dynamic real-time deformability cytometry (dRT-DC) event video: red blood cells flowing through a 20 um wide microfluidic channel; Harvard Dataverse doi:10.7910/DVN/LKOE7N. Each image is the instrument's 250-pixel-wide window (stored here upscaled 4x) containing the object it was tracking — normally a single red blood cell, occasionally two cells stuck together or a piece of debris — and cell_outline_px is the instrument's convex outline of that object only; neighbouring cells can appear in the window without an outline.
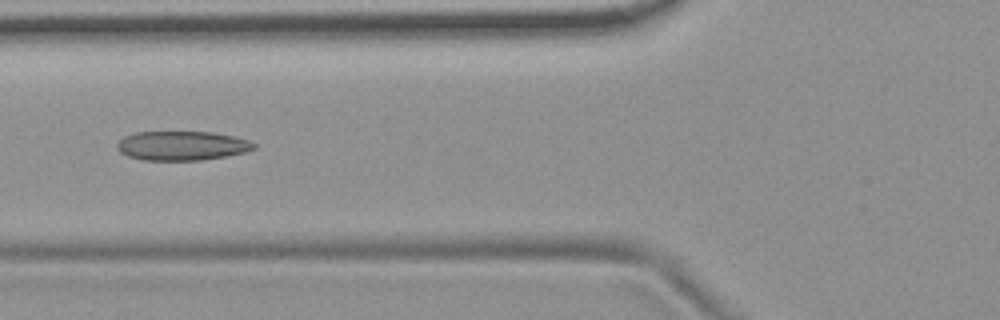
{"species": "common noctule bat (a hibernating species)", "species_latin": "Nyctalus noctula", "temperature_condition": "room temperature", "stored_images_in_passage": 9, "camera_frame_rate_fps": 3000, "um_per_image_px": 0.085, "animal": {"sex": "female", "body_mass_g": 19.9}, "frame": {"image": 1, "passage_image": 6, "time_ms": 5.667, "image_size_px": [1000, 320], "cell_outline_px": [[256, 148], [244, 152], [224, 156], [200, 160], [144, 160], [128, 156], [120, 152], [116, 148], [116, 144], [124, 136], [136, 132], [212, 132], [232, 136], [248, 140], [256, 144]], "centroid_in_image_um": [15.44, 12.38], "position_along_channel_um": 110.4, "area_um2": 23.18}}
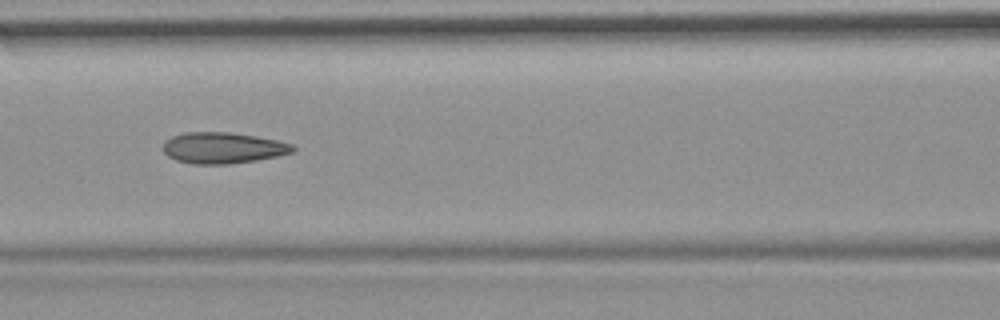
{"frame": {"image": 2, "passage_image": 7, "time_ms": 6.667, "image_size_px": [1000, 320], "cell_outline_px": [[296, 152], [256, 160], [228, 164], [192, 164], [176, 160], [168, 156], [164, 152], [164, 140], [172, 136], [184, 132], [228, 132], [256, 136], [276, 140], [292, 144], [296, 148]], "centroid_in_image_um": [18.95, 12.57], "position_along_channel_um": 147.7, "area_um2": 23.58}}